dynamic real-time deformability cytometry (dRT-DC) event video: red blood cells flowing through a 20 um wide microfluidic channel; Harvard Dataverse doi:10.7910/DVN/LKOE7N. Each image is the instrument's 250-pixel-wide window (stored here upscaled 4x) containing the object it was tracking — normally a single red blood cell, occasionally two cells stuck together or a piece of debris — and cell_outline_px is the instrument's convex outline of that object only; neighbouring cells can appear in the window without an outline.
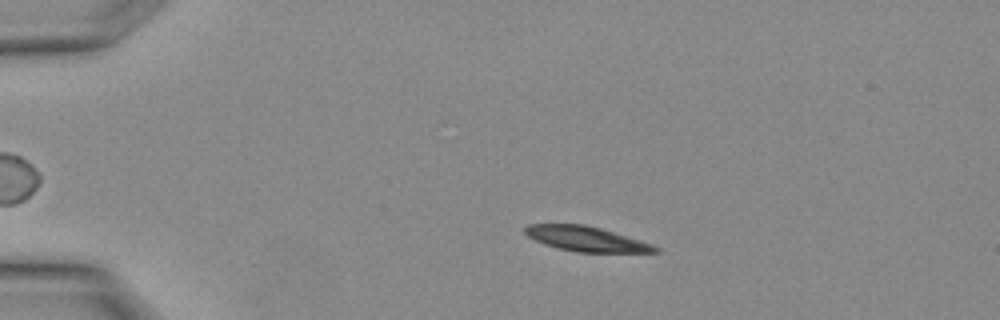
{"species": "Egyptian fruit bat (a non-hibernating species)", "species_latin": "Rousettus aegyptiacus", "temperature_condition": "warm", "stored_images_in_passage": 12, "camera_frame_rate_fps": 3000, "um_per_image_px": 0.085, "animal": {"sex": "female"}, "frame": {"image": 1, "passage_image": 6, "time_ms": 1.667, "image_size_px": [1000, 320], "cell_outline_px": [[660, 252], [576, 252], [556, 248], [544, 244], [528, 236], [524, 232], [524, 228], [528, 224], [584, 224], [600, 228], [640, 240], [652, 244], [660, 248]], "centroid_in_image_um": [49.82, 20.31], "position_along_channel_um": 35.2, "area_um2": 18.79}}